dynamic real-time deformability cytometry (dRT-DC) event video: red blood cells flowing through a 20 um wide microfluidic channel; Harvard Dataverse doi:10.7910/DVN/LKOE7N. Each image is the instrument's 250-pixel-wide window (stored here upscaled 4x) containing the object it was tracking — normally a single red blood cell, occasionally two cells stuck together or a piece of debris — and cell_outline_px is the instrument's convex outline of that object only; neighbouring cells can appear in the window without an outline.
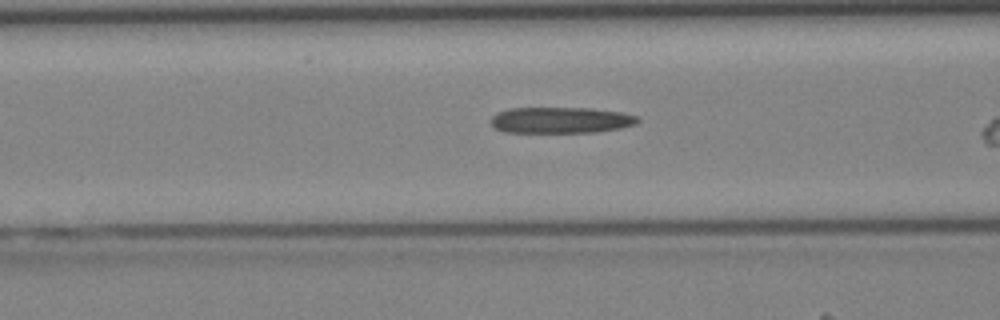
{"species": "Egyptian fruit bat (a non-hibernating species)", "species_latin": "Rousettus aegyptiacus", "temperature_condition": "cold", "stored_images_in_passage": 31, "camera_frame_rate_fps": 3000, "um_per_image_px": 0.085, "animal": {"sex": "female"}, "frame": {"image": 1, "passage_image": 14, "time_ms": 4.333, "image_size_px": [1000, 320], "cell_outline_px": [[640, 120], [636, 124], [620, 128], [592, 132], [504, 132], [496, 128], [488, 120], [492, 116], [508, 108], [592, 108], [624, 112], [636, 116]], "centroid_in_image_um": [47.67, 10.2], "position_along_channel_um": 118.9, "area_um2": 22.37}}